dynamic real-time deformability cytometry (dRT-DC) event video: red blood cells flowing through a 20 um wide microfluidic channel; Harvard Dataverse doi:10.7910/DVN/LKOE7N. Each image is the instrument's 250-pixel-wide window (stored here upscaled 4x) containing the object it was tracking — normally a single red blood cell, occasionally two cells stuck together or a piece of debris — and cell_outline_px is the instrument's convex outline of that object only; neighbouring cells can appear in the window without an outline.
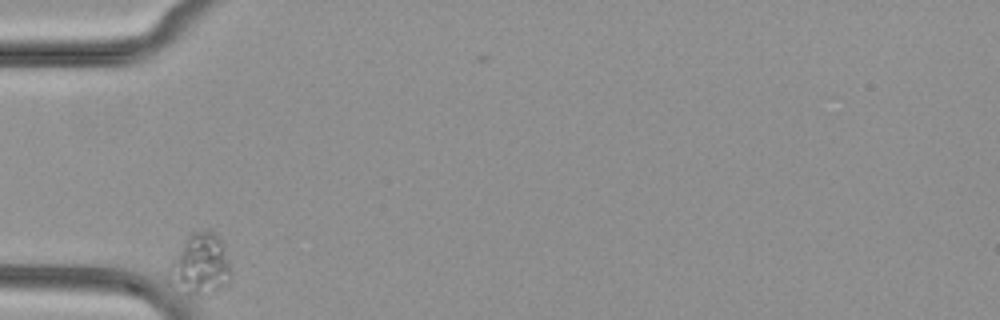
{"species": "common noctule bat (a hibernating species)", "species_latin": "Nyctalus noctula", "temperature_condition": "cold", "stored_images_in_passage": 33, "camera_frame_rate_fps": 3000, "um_per_image_px": 0.085, "animal": {"sex": "female", "body_mass_g": 29.2, "forearm_length_mm": 56.3}, "frame": {"image": 1, "passage_image": 2, "time_ms": 0.333, "image_size_px": [1000, 320], "cell_outline_px": [[232, 280], [228, 288], [208, 296], [180, 296], [168, 284], [168, 268], [184, 240], [192, 232], [208, 228], [220, 240], [228, 264]], "centroid_in_image_um": [16.98, 22.63], "position_along_channel_um": 68.0, "area_um2": 23.12}}
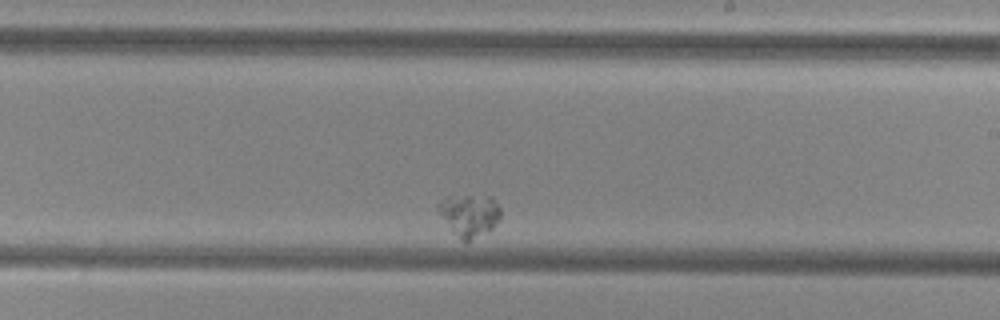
{"frame": {"image": 2, "passage_image": 20, "time_ms": 6.333, "image_size_px": [1000, 320], "cell_outline_px": [[500, 220], [492, 228], [464, 244], [448, 228], [436, 208], [436, 204], [444, 196], [492, 196], [500, 208]], "centroid_in_image_um": [39.86, 18.29], "position_along_channel_um": 249.1, "area_um2": 15.66}}
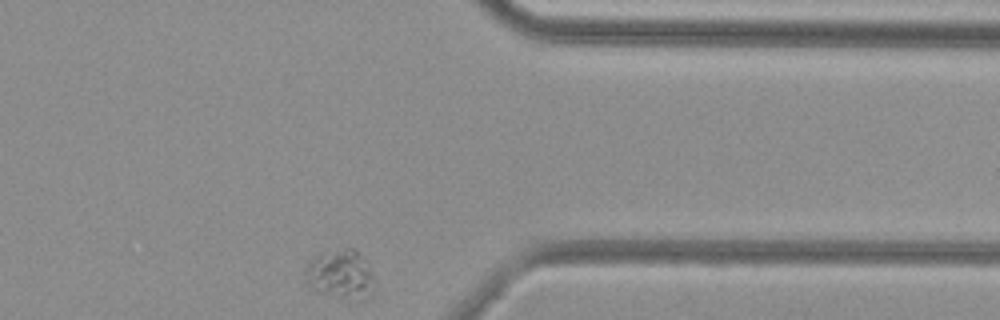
{"frame": {"image": 3, "passage_image": 33, "time_ms": 10.667, "image_size_px": [1000, 320], "cell_outline_px": [[376, 288], [372, 296], [340, 296], [312, 292], [308, 288], [304, 280], [304, 264], [312, 256], [320, 252], [344, 248], [356, 248], [368, 268], [376, 284]], "centroid_in_image_um": [28.83, 23.28], "position_along_channel_um": 382.6, "area_um2": 20.06}}